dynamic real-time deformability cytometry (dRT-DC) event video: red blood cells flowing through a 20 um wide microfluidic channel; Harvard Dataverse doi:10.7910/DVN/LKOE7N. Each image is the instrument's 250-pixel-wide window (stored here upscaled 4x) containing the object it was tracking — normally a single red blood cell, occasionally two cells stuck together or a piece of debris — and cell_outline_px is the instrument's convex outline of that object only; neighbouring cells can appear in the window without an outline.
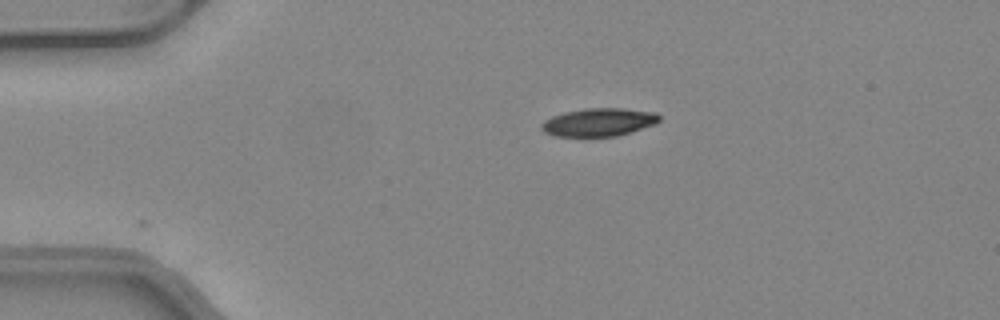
{"species": "common noctule bat (a hibernating species)", "species_latin": "Nyctalus noctula", "temperature_condition": "warm", "stored_images_in_passage": 40, "camera_frame_rate_fps": 3000, "um_per_image_px": 0.085, "animal": {"sex": "female", "body_mass_g": 24.6, "forearm_length_mm": 56.2}, "frame": {"image": 1, "passage_image": 1, "time_ms": 0.0, "image_size_px": [1000, 320], "cell_outline_px": [[660, 120], [656, 124], [616, 136], [552, 136], [544, 132], [540, 128], [540, 124], [544, 120], [552, 116], [564, 112], [584, 108], [620, 108], [656, 112], [660, 116]], "centroid_in_image_um": [50.87, 10.38], "position_along_channel_um": 34.1, "area_um2": 19.36}}
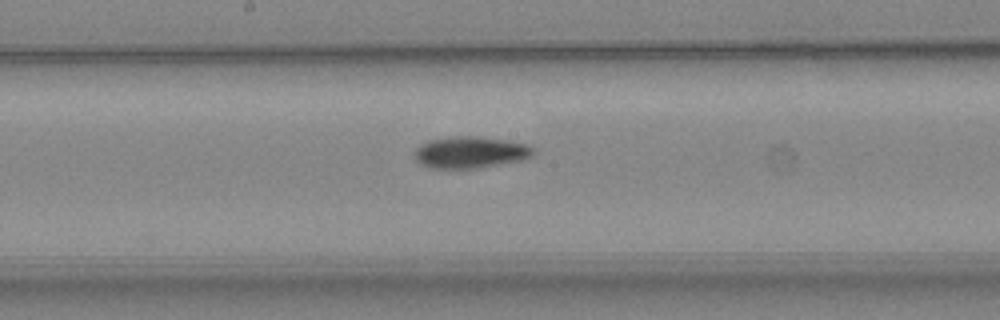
{"frame": {"image": 2, "passage_image": 17, "time_ms": 5.333, "image_size_px": [1000, 320], "cell_outline_px": [[536, 152], [532, 156], [524, 160], [480, 168], [428, 168], [420, 164], [412, 156], [412, 152], [420, 144], [428, 140], [456, 136], [476, 136], [504, 140], [524, 144], [532, 148]], "centroid_in_image_um": [39.93, 12.96], "position_along_channel_um": 208.3, "area_um2": 22.14}}
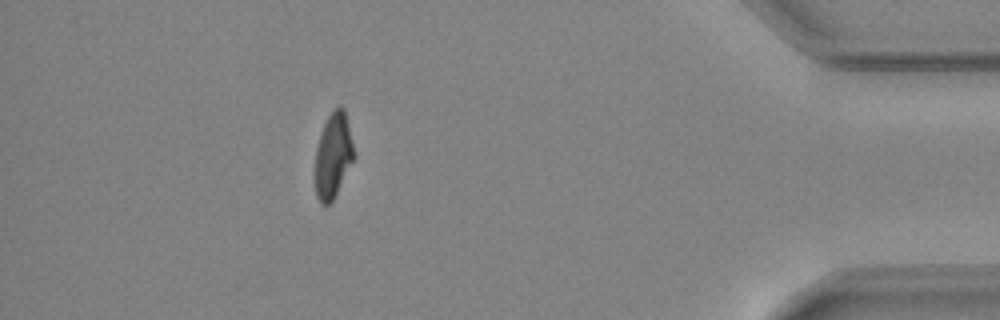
{"frame": {"image": 3, "passage_image": 35, "time_ms": 11.333, "image_size_px": [1000, 320], "cell_outline_px": [[356, 156], [332, 200], [328, 204], [320, 204], [316, 196], [316, 148], [324, 124], [328, 116], [340, 104], [344, 108]], "centroid_in_image_um": [28.33, 13.2], "position_along_channel_um": 406.9, "area_um2": 18.9}, "authors_computed_cell_mechanics": {"area_um2": 20.7502, "velocity_mm_per_s": 4.15, "shape_relaxation_time_tau1_ms": 7.434, "shape_relaxation_time_tau2_ms": 9.7374, "deformation_change_tau1": 0.2048, "deformation_change_tau2": 0.174}}